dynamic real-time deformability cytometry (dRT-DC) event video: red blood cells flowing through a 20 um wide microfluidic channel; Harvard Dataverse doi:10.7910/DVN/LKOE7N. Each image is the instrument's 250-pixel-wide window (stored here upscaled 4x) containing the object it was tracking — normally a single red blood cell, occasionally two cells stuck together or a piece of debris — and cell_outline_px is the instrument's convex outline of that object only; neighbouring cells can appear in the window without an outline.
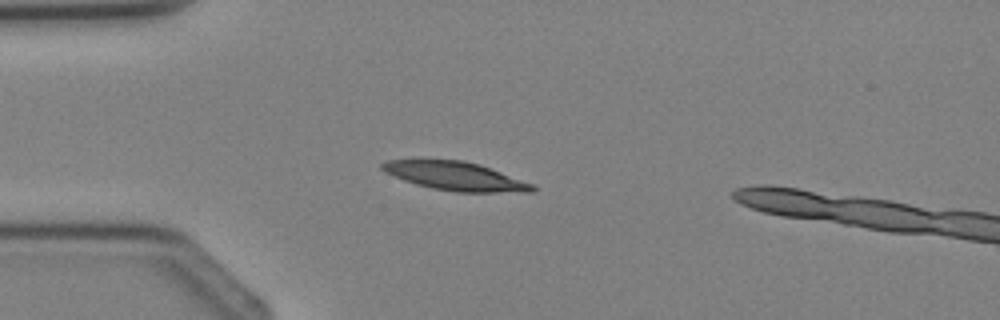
{"species": "Egyptian fruit bat (a non-hibernating species)", "species_latin": "Rousettus aegyptiacus", "temperature_condition": "cold", "stored_images_in_passage": 4, "camera_frame_rate_fps": 3000, "um_per_image_px": 0.085, "animal": {"sex": "female"}, "frame": {"image": 1, "passage_image": 3, "time_ms": 2.333, "image_size_px": [1000, 320], "cell_outline_px": [[536, 192], [456, 192], [432, 188], [416, 184], [404, 180], [384, 172], [380, 168], [380, 164], [388, 160], [460, 160], [480, 164], [532, 184], [536, 188]], "centroid_in_image_um": [38.7, 14.98], "position_along_channel_um": 46.3, "area_um2": 24.8}}